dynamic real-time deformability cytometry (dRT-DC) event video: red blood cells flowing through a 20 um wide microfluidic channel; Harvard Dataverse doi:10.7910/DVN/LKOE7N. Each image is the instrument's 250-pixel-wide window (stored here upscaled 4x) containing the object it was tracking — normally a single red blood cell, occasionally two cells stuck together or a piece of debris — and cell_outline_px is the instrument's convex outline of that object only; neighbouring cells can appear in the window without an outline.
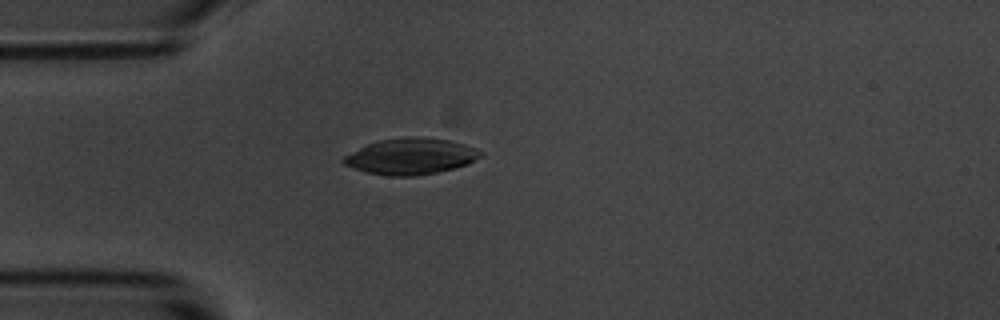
{"species": "common noctule bat (a hibernating species)", "species_latin": "Nyctalus noctula", "temperature_condition": "room temperature", "stored_images_in_passage": 6, "camera_frame_rate_fps": 3000, "um_per_image_px": 0.085, "animal": {"sex": "male", "body_mass_g": 20.1, "forearm_length_mm": 53.5}, "frame": {"image": 1, "passage_image": 5, "time_ms": 4.667, "image_size_px": [1000, 320], "cell_outline_px": [[484, 156], [468, 164], [436, 172], [416, 176], [388, 176], [364, 172], [352, 168], [344, 164], [340, 160], [344, 156], [368, 144], [380, 140], [408, 136], [416, 136], [448, 140], [464, 144], [476, 148], [484, 152]], "centroid_in_image_um": [34.93, 13.29], "position_along_channel_um": 50.1, "area_um2": 28.96}}